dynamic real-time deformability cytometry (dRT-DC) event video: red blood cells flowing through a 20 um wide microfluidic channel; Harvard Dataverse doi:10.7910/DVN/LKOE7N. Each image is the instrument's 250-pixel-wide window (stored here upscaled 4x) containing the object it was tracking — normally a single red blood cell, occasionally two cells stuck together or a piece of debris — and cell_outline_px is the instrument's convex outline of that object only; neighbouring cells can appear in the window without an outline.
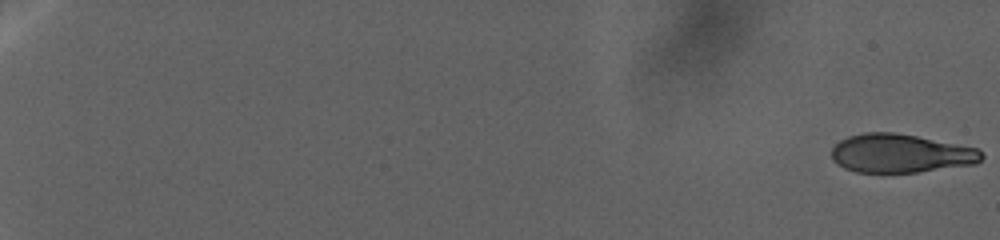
{"species": "human", "species_latin": "Homo sapiens", "temperature_condition": "warm", "stored_images_in_passage": 178, "camera_frame_rate_fps": 3000, "um_per_image_px": 0.085, "donor": {"sex": "female"}, "frame": {"image": 1, "passage_image": 1, "time_ms": 0.0, "image_size_px": [1000, 240], "cell_outline_px": [[984, 156], [976, 164], [916, 172], [856, 172], [844, 168], [832, 160], [832, 148], [840, 140], [852, 136], [868, 132], [888, 132], [916, 136], [976, 148]], "centroid_in_image_um": [76.53, 13.05], "position_along_channel_um": 8.5, "area_um2": 33.29}}
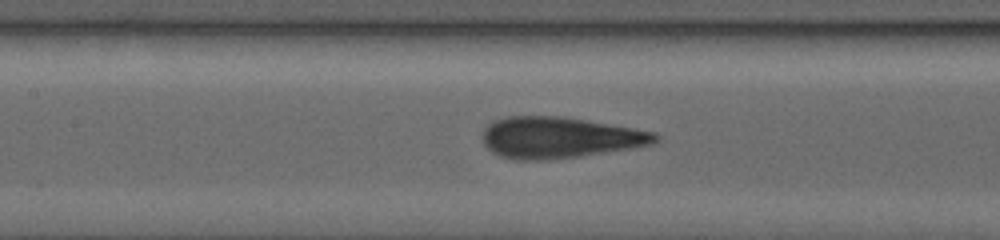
{"frame": {"image": 2, "passage_image": 104, "time_ms": 34.333, "image_size_px": [1000, 240], "cell_outline_px": [[656, 140], [652, 144], [580, 156], [552, 160], [512, 160], [500, 156], [492, 152], [488, 148], [484, 140], [484, 132], [492, 124], [500, 120], [512, 116], [556, 116], [652, 132], [656, 136]], "centroid_in_image_um": [47.5, 11.73], "position_along_channel_um": 159.9, "area_um2": 40.0}}
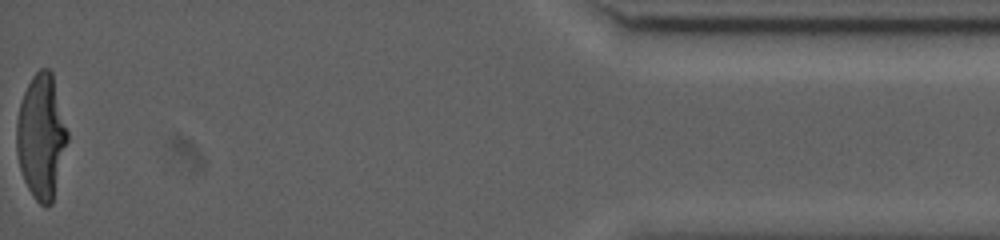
{"frame": {"image": 3, "passage_image": 178, "time_ms": 61.333, "image_size_px": [1000, 240], "cell_outline_px": [[68, 140], [52, 204], [44, 208], [32, 196], [24, 180], [20, 168], [16, 152], [16, 124], [20, 104], [24, 92], [32, 76], [40, 68], [48, 68], [52, 72], [68, 132]], "centroid_in_image_um": [3.51, 11.62], "position_along_channel_um": 431.7, "area_um2": 36.93}}